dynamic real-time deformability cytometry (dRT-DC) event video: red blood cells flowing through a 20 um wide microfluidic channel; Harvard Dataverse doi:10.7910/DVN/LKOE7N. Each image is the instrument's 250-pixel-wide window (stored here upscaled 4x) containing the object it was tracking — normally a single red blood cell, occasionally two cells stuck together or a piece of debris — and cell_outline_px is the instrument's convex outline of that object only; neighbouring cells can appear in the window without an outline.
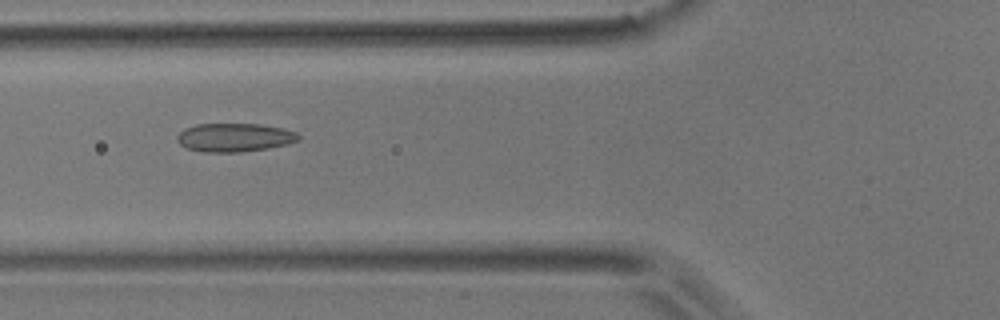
{"species": "common noctule bat (a hibernating species)", "species_latin": "Nyctalus noctula", "temperature_condition": "room temperature", "stored_images_in_passage": 8, "camera_frame_rate_fps": 3000, "um_per_image_px": 0.085, "animal": {"sex": "male", "body_mass_g": 17.9}, "frame": {"image": 1, "passage_image": 3, "time_ms": 0.667, "image_size_px": [1000, 320], "cell_outline_px": [[300, 140], [288, 144], [268, 148], [240, 152], [204, 152], [188, 148], [180, 144], [176, 140], [176, 136], [184, 128], [196, 124], [260, 124], [280, 128], [296, 132], [300, 136]], "centroid_in_image_um": [19.92, 11.68], "position_along_channel_um": 105.9, "area_um2": 20.17}}
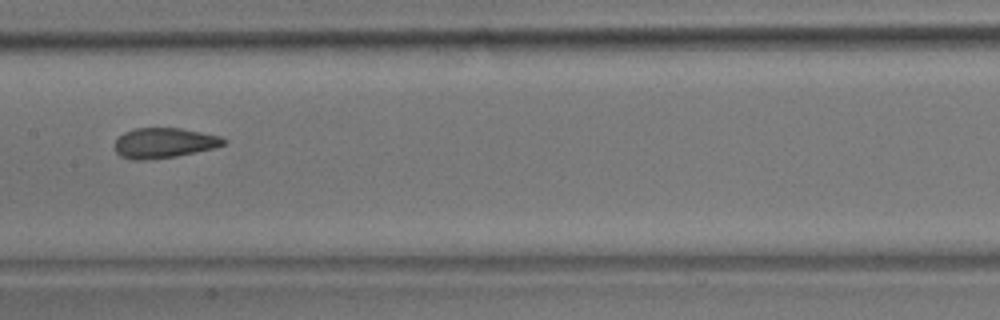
{"frame": {"image": 2, "passage_image": 5, "time_ms": 1.333, "image_size_px": [1000, 320], "cell_outline_px": [[228, 140], [224, 144], [212, 148], [176, 156], [144, 160], [136, 160], [120, 156], [116, 152], [116, 140], [124, 132], [136, 128], [180, 128], [220, 136]], "centroid_in_image_um": [13.94, 12.14], "position_along_channel_um": 193.5, "area_um2": 18.84}}
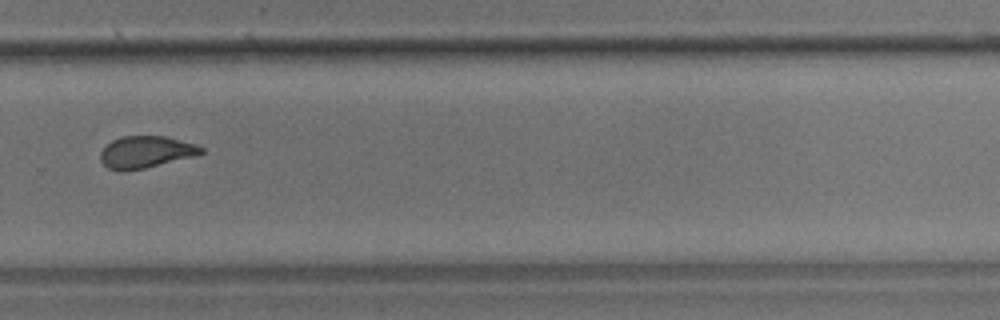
{"frame": {"image": 3, "passage_image": 8, "time_ms": 2.333, "image_size_px": [1000, 320], "cell_outline_px": [[204, 152], [192, 156], [144, 168], [120, 172], [108, 168], [100, 160], [100, 152], [112, 140], [120, 136], [164, 136], [196, 144], [204, 148]], "centroid_in_image_um": [12.36, 12.92], "position_along_channel_um": 317.4, "area_um2": 18.55}}